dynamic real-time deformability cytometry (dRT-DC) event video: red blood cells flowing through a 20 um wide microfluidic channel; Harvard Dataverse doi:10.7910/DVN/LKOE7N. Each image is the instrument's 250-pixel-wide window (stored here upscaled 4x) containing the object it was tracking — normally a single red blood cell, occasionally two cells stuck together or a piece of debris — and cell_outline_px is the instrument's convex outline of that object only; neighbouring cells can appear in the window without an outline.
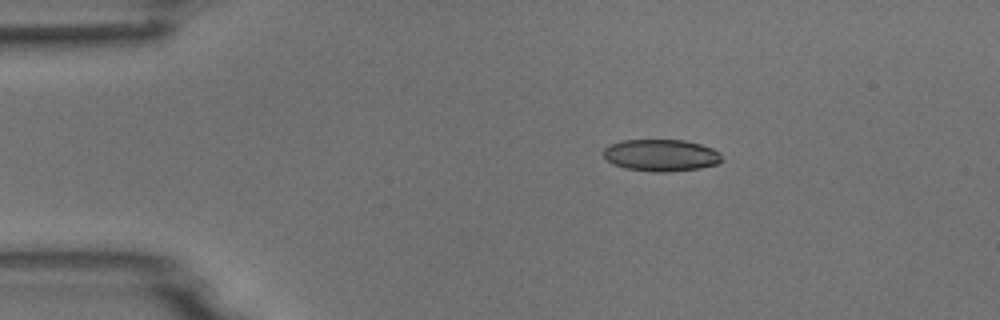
{"species": "common noctule bat (a hibernating species)", "species_latin": "Nyctalus noctula", "temperature_condition": "room temperature", "stored_images_in_passage": 3, "camera_frame_rate_fps": 3000, "um_per_image_px": 0.085, "animal": {"sex": "male", "body_mass_g": 18.8}, "frame": {"image": 1, "passage_image": 2, "time_ms": 1.333, "image_size_px": [1000, 320], "cell_outline_px": [[724, 160], [720, 164], [700, 168], [668, 172], [652, 172], [624, 168], [612, 164], [604, 156], [604, 148], [612, 144], [624, 140], [684, 140], [700, 144], [712, 148], [720, 152]], "centroid_in_image_um": [56.24, 13.21], "position_along_channel_um": 28.8, "area_um2": 22.2}}